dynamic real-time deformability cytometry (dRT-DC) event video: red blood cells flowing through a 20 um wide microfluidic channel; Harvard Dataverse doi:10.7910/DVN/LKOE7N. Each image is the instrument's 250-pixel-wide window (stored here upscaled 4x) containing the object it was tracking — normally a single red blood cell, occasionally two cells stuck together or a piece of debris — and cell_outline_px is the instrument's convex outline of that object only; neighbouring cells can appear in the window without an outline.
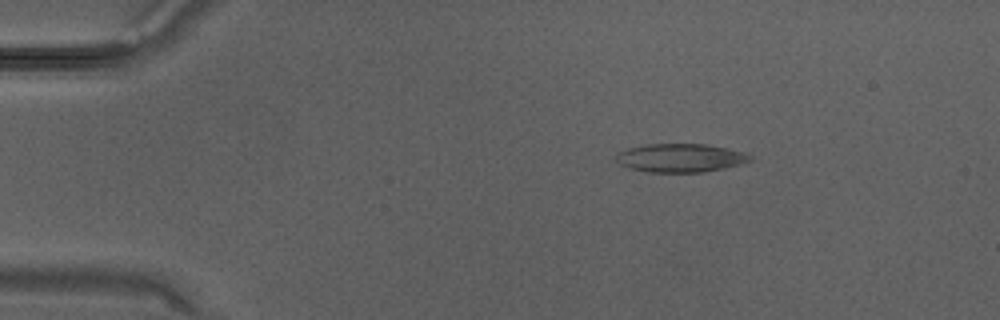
{"species": "Egyptian fruit bat (a non-hibernating species)", "species_latin": "Rousettus aegyptiacus", "temperature_condition": "warm", "stored_images_in_passage": 28, "camera_frame_rate_fps": 3000, "um_per_image_px": 0.085, "animal": {"sex": "male"}, "frame": {"image": 1, "passage_image": 1, "time_ms": 0.0, "image_size_px": [1000, 320], "cell_outline_px": [[752, 160], [740, 164], [724, 168], [704, 172], [644, 172], [628, 168], [620, 164], [616, 160], [616, 152], [628, 148], [648, 144], [704, 144], [744, 152], [752, 156]], "centroid_in_image_um": [57.8, 13.43], "position_along_channel_um": 27.2, "area_um2": 22.25}}
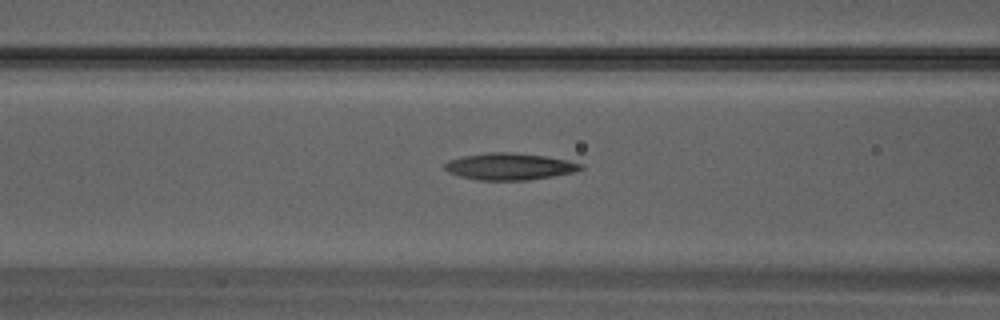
{"frame": {"image": 2, "passage_image": 9, "time_ms": 2.667, "image_size_px": [1000, 320], "cell_outline_px": [[584, 168], [576, 172], [528, 180], [480, 180], [460, 176], [448, 172], [444, 168], [444, 164], [448, 160], [464, 156], [488, 152], [512, 152], [544, 156], [568, 160], [584, 164]], "centroid_in_image_um": [43.34, 14.15], "position_along_channel_um": 123.3, "area_um2": 21.27}}
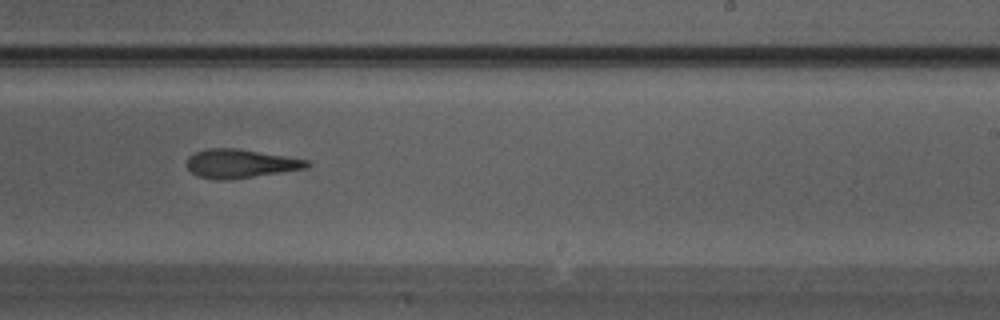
{"frame": {"image": 3, "passage_image": 16, "time_ms": 5.0, "image_size_px": [1000, 320], "cell_outline_px": [[312, 164], [308, 168], [252, 176], [220, 180], [200, 176], [192, 172], [188, 168], [188, 156], [196, 152], [208, 148], [236, 148], [308, 160]], "centroid_in_image_um": [20.45, 13.89], "position_along_channel_um": 268.6, "area_um2": 19.59}}